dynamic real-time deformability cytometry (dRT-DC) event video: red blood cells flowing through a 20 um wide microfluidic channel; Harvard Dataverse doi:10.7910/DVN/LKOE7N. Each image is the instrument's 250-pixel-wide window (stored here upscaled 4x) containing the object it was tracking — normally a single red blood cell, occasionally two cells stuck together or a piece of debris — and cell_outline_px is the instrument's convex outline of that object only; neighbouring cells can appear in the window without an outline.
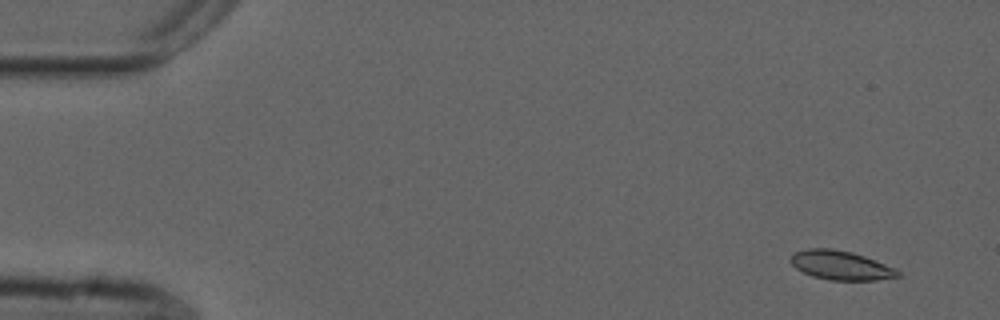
{"species": "common noctule bat (a hibernating species)", "species_latin": "Nyctalus noctula", "temperature_condition": "cold", "stored_images_in_passage": 8, "camera_frame_rate_fps": 3000, "um_per_image_px": 0.085, "animal": {"sex": "male", "forearm_length_mm": 52.5}, "frame": {"image": 1, "passage_image": 2, "time_ms": 0.333, "image_size_px": [1000, 320], "cell_outline_px": [[900, 276], [876, 280], [828, 280], [812, 276], [796, 268], [792, 264], [792, 256], [796, 252], [808, 248], [832, 248], [852, 252], [864, 256], [896, 268], [900, 272]], "centroid_in_image_um": [71.49, 22.55], "position_along_channel_um": 13.5, "area_um2": 18.03}}
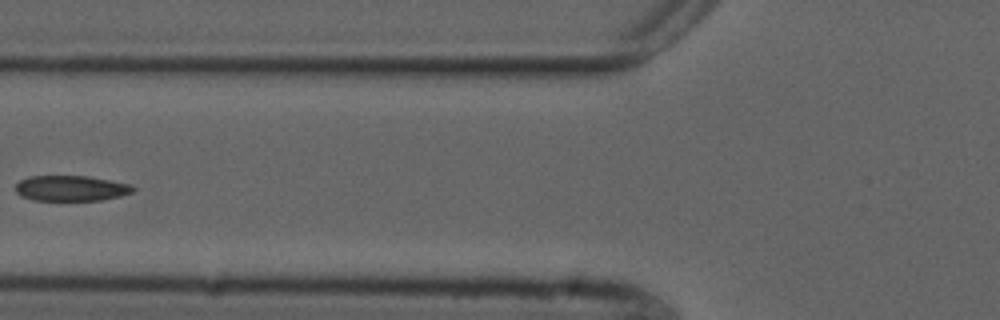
{"frame": {"image": 2, "passage_image": 7, "time_ms": 2.0, "image_size_px": [1000, 320], "cell_outline_px": [[136, 188], [132, 192], [120, 196], [100, 200], [32, 200], [20, 196], [16, 192], [16, 184], [20, 180], [28, 176], [88, 176], [132, 184]], "centroid_in_image_um": [6.03, 16.0], "position_along_channel_um": 119.8, "area_um2": 17.51}}
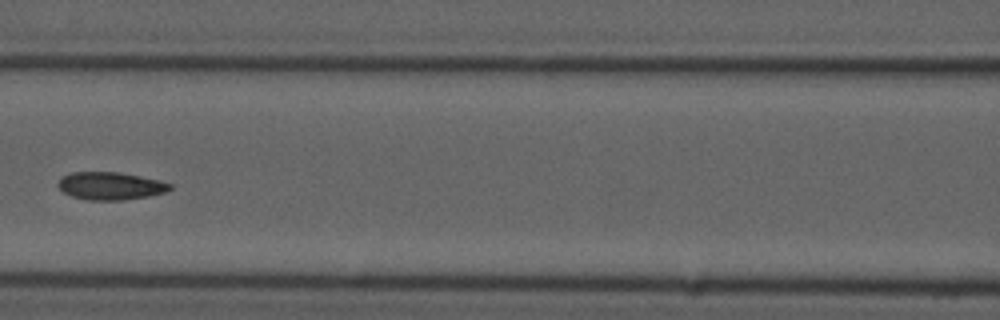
{"frame": {"image": 3, "passage_image": 8, "time_ms": 2.333, "image_size_px": [1000, 320], "cell_outline_px": [[172, 188], [164, 192], [148, 196], [120, 200], [88, 200], [72, 196], [64, 192], [56, 184], [60, 176], [72, 172], [120, 172], [160, 180], [172, 184]], "centroid_in_image_um": [9.36, 15.79], "position_along_channel_um": 157.2, "area_um2": 18.09}}